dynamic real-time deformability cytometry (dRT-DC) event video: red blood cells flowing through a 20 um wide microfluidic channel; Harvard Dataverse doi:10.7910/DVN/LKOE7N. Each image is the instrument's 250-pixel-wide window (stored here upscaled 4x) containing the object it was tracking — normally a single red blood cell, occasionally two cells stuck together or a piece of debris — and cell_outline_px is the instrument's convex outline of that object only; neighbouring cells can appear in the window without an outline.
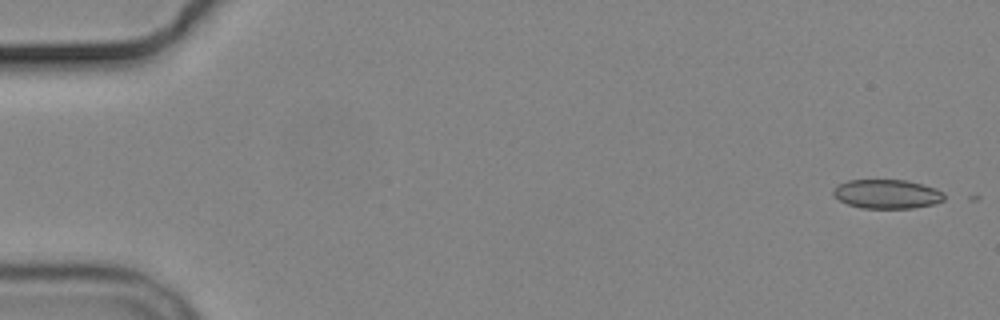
{"species": "common noctule bat (a hibernating species)", "species_latin": "Nyctalus noctula", "temperature_condition": "cold", "stored_images_in_passage": 5, "camera_frame_rate_fps": 3000, "um_per_image_px": 0.085, "animal": {"sex": "male", "body_mass_g": 19.2, "forearm_length_mm": 51.8}, "frame": {"image": 1, "passage_image": 1, "time_ms": 0.0, "image_size_px": [1000, 320], "cell_outline_px": [[944, 200], [936, 204], [912, 208], [860, 208], [848, 204], [840, 200], [832, 192], [840, 184], [848, 180], [908, 180], [924, 184], [936, 188], [944, 192]], "centroid_in_image_um": [75.46, 16.49], "position_along_channel_um": 9.5, "area_um2": 18.84}}